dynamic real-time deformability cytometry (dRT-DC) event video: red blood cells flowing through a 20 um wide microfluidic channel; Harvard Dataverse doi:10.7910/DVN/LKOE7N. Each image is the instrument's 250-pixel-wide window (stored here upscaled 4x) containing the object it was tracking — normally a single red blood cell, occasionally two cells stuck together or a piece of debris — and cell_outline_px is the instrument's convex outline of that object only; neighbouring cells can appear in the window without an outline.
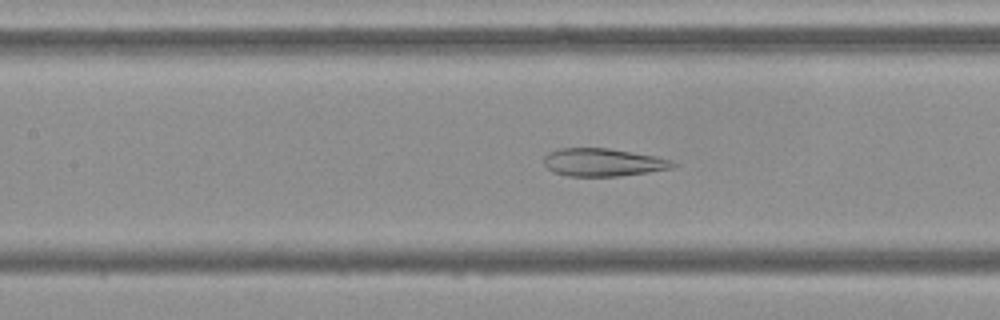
{"species": "Egyptian fruit bat (a non-hibernating species)", "species_latin": "Rousettus aegyptiacus", "temperature_condition": "cold", "stored_images_in_passage": 54, "camera_frame_rate_fps": 3000, "um_per_image_px": 0.085, "frame": {"image": 1, "passage_image": 24, "time_ms": 7.667, "image_size_px": [1000, 320], "cell_outline_px": [[680, 164], [672, 168], [648, 172], [620, 176], [568, 176], [552, 172], [544, 164], [544, 156], [548, 152], [560, 148], [608, 148], [656, 156], [672, 160]], "centroid_in_image_um": [51.27, 13.8], "position_along_channel_um": 156.1, "area_um2": 21.1}}
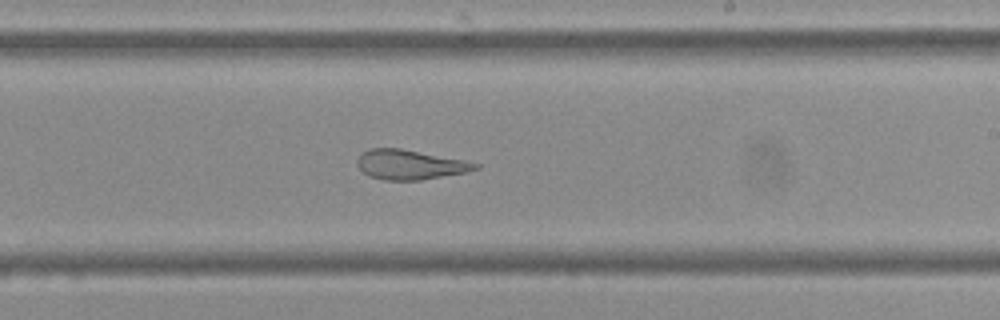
{"frame": {"image": 2, "passage_image": 32, "time_ms": 10.333, "image_size_px": [1000, 320], "cell_outline_px": [[480, 168], [464, 172], [420, 180], [384, 180], [368, 176], [356, 164], [356, 160], [368, 148], [400, 148], [464, 160], [480, 164]], "centroid_in_image_um": [34.82, 13.99], "position_along_channel_um": 254.2, "area_um2": 20.23}}
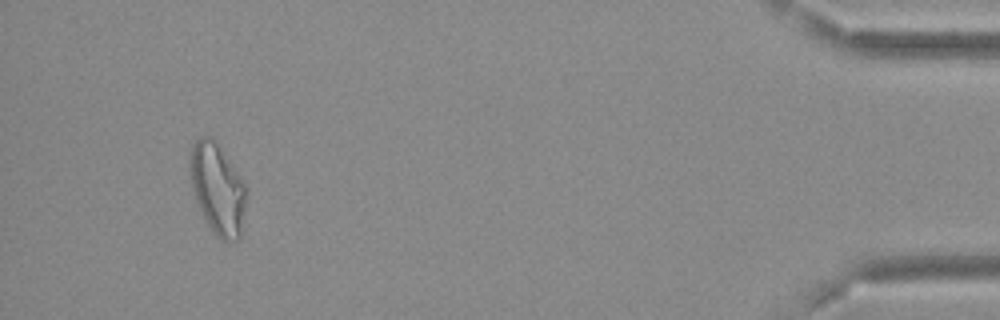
{"frame": {"image": 3, "passage_image": 51, "time_ms": 16.667, "image_size_px": [1000, 320], "cell_outline_px": [[244, 208], [240, 236], [236, 240], [220, 240], [216, 236], [208, 224], [196, 200], [192, 188], [188, 172], [188, 152], [192, 144], [200, 136], [208, 136], [216, 140], [232, 164], [244, 184]], "centroid_in_image_um": [18.42, 15.98], "position_along_channel_um": 416.8, "area_um2": 29.54}, "authors_computed_cell_mechanics": {"area_um2": 26.3279, "velocity_mm_per_s": 3.6866, "shape_relaxation_time_tau1_ms": null, "shape_relaxation_time_tau2_ms": 1.7178, "deformation_change_tau1": null, "deformation_change_tau2": 0.0936}}